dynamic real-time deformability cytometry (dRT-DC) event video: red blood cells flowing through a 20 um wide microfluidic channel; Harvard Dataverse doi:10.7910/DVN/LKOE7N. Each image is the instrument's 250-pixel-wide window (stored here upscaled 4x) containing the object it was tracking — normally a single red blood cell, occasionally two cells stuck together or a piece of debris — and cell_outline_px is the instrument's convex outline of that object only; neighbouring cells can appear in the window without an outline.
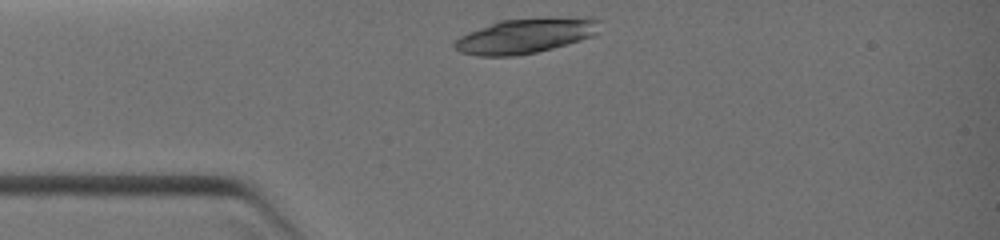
{"species": "common noctule bat (a hibernating species)", "species_latin": "Nyctalus noctula", "temperature_condition": "warm", "stored_images_in_passage": 32, "camera_frame_rate_fps": 3000, "um_per_image_px": 0.085, "animal": {"sex": "female", "body_mass_g": 19.0, "forearm_length_mm": 51.5}, "frame": {"image": 1, "passage_image": 1, "time_ms": 0.0, "image_size_px": [1000, 240], "cell_outline_px": [[600, 32], [592, 36], [580, 40], [552, 48], [536, 52], [516, 56], [476, 56], [460, 52], [452, 44], [460, 36], [468, 32], [500, 20], [548, 16], [556, 16], [600, 20]], "centroid_in_image_um": [44.67, 3.03], "position_along_channel_um": 40.3, "area_um2": 29.77}}
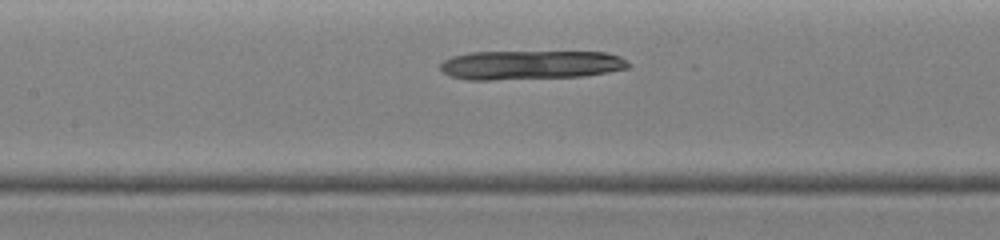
{"frame": {"image": 2, "passage_image": 14, "time_ms": 2.667, "image_size_px": [1000, 240], "cell_outline_px": [[632, 64], [628, 68], [608, 72], [584, 76], [488, 80], [464, 80], [448, 76], [440, 68], [440, 64], [444, 60], [452, 56], [468, 52], [608, 52], [620, 56], [628, 60]], "centroid_in_image_um": [45.09, 5.52], "position_along_channel_um": 162.3, "area_um2": 32.19}}
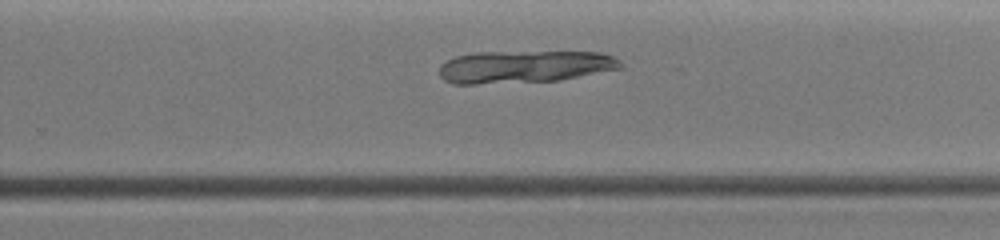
{"frame": {"image": 3, "passage_image": 25, "time_ms": 5.0, "image_size_px": [1000, 240], "cell_outline_px": [[624, 68], [560, 80], [476, 84], [452, 84], [444, 80], [440, 76], [440, 64], [444, 60], [456, 56], [476, 52], [600, 52], [612, 56], [620, 60], [624, 64]], "centroid_in_image_um": [44.58, 5.67], "position_along_channel_um": 285.2, "area_um2": 34.51}}